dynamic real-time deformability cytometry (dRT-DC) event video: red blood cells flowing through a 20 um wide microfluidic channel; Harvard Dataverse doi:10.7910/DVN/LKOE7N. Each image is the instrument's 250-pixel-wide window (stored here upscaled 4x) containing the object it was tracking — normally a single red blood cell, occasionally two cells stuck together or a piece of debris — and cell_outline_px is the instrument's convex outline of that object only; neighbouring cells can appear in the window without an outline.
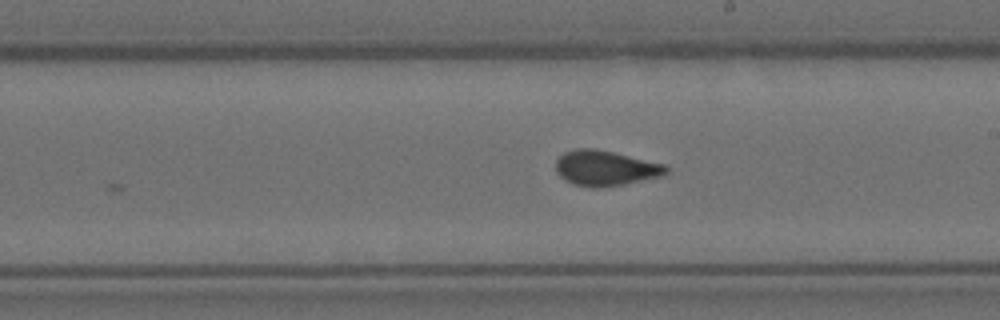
{"species": "Egyptian fruit bat (a non-hibernating species)", "species_latin": "Rousettus aegyptiacus", "temperature_condition": "room temperature", "stored_images_in_passage": 10, "camera_frame_rate_fps": 3000, "um_per_image_px": 0.085, "animal": {"sex": "female"}, "frame": {"image": 1, "passage_image": 9, "time_ms": 2.667, "image_size_px": [1000, 320], "cell_outline_px": [[668, 176], [624, 184], [596, 188], [592, 188], [576, 184], [564, 180], [556, 172], [556, 160], [564, 152], [576, 148], [596, 148], [664, 164], [668, 168]], "centroid_in_image_um": [51.49, 14.29], "position_along_channel_um": 237.5, "area_um2": 22.89}}